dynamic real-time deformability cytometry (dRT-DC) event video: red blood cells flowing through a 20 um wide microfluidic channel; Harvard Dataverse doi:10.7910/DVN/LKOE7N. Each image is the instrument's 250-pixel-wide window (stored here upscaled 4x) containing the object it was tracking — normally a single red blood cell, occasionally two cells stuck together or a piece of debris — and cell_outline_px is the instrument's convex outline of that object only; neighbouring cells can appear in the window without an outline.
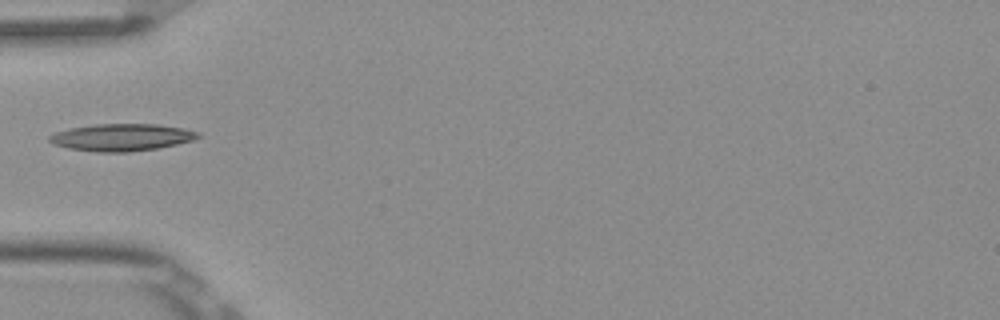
{"species": "Egyptian fruit bat (a non-hibernating species)", "species_latin": "Rousettus aegyptiacus", "temperature_condition": "room temperature", "stored_images_in_passage": 6, "camera_frame_rate_fps": 3000, "um_per_image_px": 0.085, "frame": {"image": 1, "passage_image": 4, "time_ms": 1.0, "image_size_px": [1000, 320], "cell_outline_px": [[204, 136], [192, 140], [176, 144], [156, 148], [128, 152], [96, 152], [68, 148], [52, 144], [48, 140], [48, 136], [56, 132], [68, 128], [96, 124], [156, 124], [184, 128], [200, 132]], "centroid_in_image_um": [10.34, 11.67], "position_along_channel_um": 74.7, "area_um2": 23.64}}
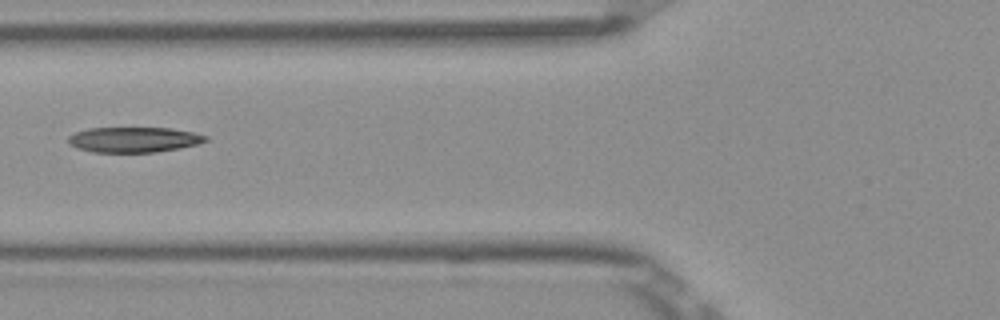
{"frame": {"image": 2, "passage_image": 5, "time_ms": 1.333, "image_size_px": [1000, 320], "cell_outline_px": [[208, 140], [196, 144], [180, 148], [156, 152], [92, 152], [76, 148], [68, 144], [68, 136], [76, 132], [88, 128], [172, 128], [192, 132], [208, 136]], "centroid_in_image_um": [11.35, 11.87], "position_along_channel_um": 114.5, "area_um2": 20.29}}
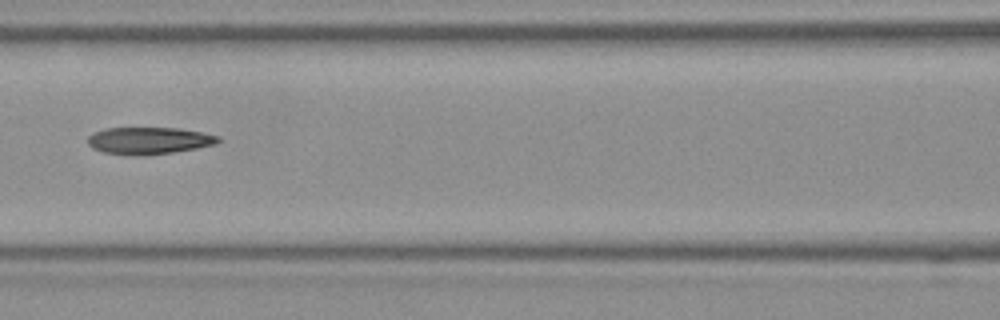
{"frame": {"image": 3, "passage_image": 6, "time_ms": 1.667, "image_size_px": [1000, 320], "cell_outline_px": [[220, 140], [216, 144], [196, 148], [148, 156], [132, 156], [104, 152], [92, 148], [88, 144], [88, 136], [92, 132], [104, 128], [180, 128], [220, 136]], "centroid_in_image_um": [12.63, 11.96], "position_along_channel_um": 154.0, "area_um2": 20.75}}